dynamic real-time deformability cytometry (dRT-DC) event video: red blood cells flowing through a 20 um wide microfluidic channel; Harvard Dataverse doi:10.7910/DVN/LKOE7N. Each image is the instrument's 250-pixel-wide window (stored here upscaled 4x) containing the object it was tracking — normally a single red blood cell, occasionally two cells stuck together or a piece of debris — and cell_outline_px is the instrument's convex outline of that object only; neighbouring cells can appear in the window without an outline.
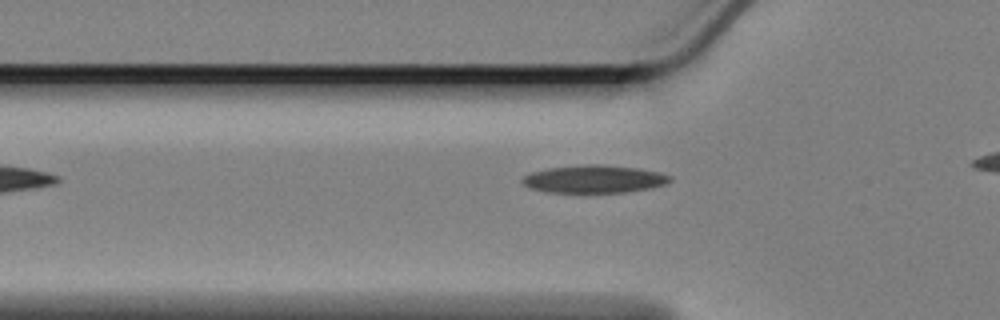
{"species": "Egyptian fruit bat (a non-hibernating species)", "species_latin": "Rousettus aegyptiacus", "temperature_condition": "cold", "stored_images_in_passage": 36, "camera_frame_rate_fps": 3000, "um_per_image_px": 0.085, "animal": {"sex": "female"}, "frame": {"image": 1, "passage_image": 4, "time_ms": 1.0, "image_size_px": [1000, 320], "cell_outline_px": [[672, 180], [664, 184], [648, 188], [624, 192], [548, 192], [532, 188], [524, 184], [520, 180], [524, 176], [532, 172], [548, 168], [580, 164], [604, 164], [640, 168], [660, 172], [672, 176]], "centroid_in_image_um": [50.52, 15.2], "position_along_channel_um": 75.3, "area_um2": 23.87}}
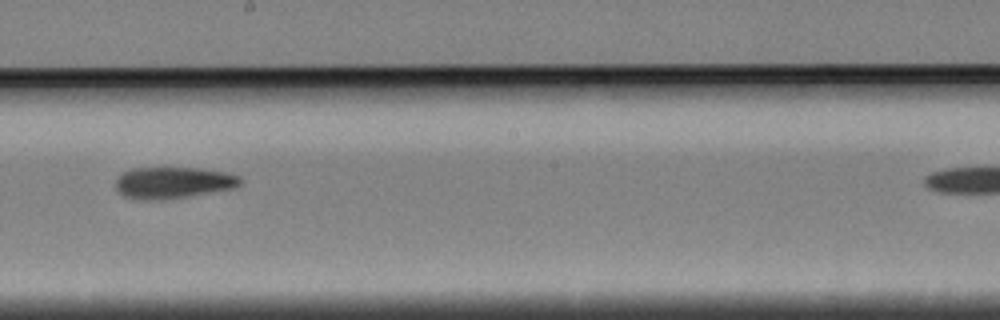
{"frame": {"image": 2, "passage_image": 18, "time_ms": 5.667, "image_size_px": [1000, 320], "cell_outline_px": [[240, 184], [232, 188], [188, 196], [160, 200], [144, 200], [124, 196], [116, 188], [116, 180], [124, 172], [132, 168], [200, 168], [224, 172], [240, 176]], "centroid_in_image_um": [14.69, 15.52], "position_along_channel_um": 233.5, "area_um2": 22.54}}
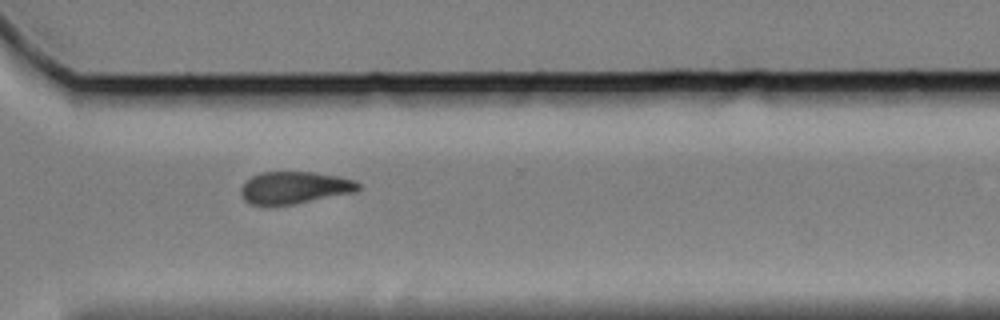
{"frame": {"image": 3, "passage_image": 28, "time_ms": 9.0, "image_size_px": [1000, 320], "cell_outline_px": [[360, 188], [356, 192], [296, 204], [252, 204], [244, 200], [240, 192], [240, 188], [252, 176], [260, 172], [312, 172], [340, 176], [356, 180], [360, 184]], "centroid_in_image_um": [25.09, 15.94], "position_along_channel_um": 345.5, "area_um2": 22.02}, "authors_computed_cell_mechanics": {"area_um2": 22.831, "velocity_mm_per_s": 3.3641, "shape_relaxation_time_tau1_ms": 4.4269, "shape_relaxation_time_tau2_ms": 11.2233, "deformation_change_tau1": 0.1214, "deformation_change_tau2": 0.1959}}